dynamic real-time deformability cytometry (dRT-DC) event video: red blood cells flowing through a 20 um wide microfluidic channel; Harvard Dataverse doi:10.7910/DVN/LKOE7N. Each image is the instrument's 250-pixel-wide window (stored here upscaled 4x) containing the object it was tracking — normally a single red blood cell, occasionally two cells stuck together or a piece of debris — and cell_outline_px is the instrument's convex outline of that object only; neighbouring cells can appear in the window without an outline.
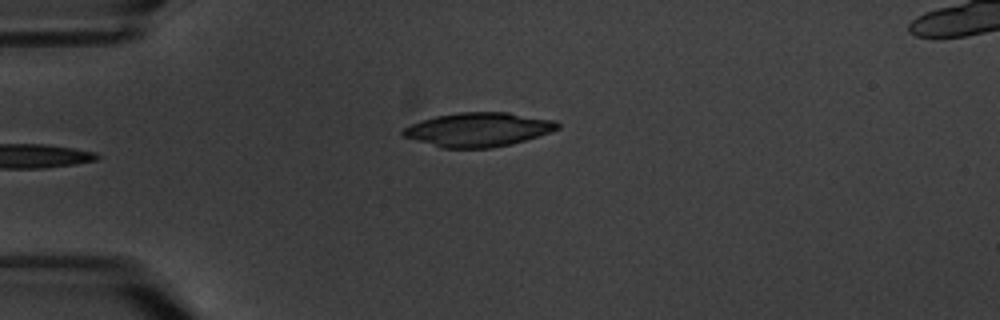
{"species": "common noctule bat (a hibernating species)", "species_latin": "Nyctalus noctula", "temperature_condition": "warm", "stored_images_in_passage": 3, "camera_frame_rate_fps": 3000, "um_per_image_px": 0.085, "animal": {"sex": "male", "body_mass_g": 20.1, "forearm_length_mm": 53.5}, "frame": {"image": 1, "passage_image": 3, "time_ms": 3.0, "image_size_px": [1000, 320], "cell_outline_px": [[560, 128], [512, 144], [492, 148], [440, 148], [404, 136], [400, 132], [408, 124], [420, 120], [436, 116], [460, 112], [508, 112], [556, 120], [560, 124]], "centroid_in_image_um": [40.64, 11.01], "position_along_channel_um": 44.4, "area_um2": 30.69}}